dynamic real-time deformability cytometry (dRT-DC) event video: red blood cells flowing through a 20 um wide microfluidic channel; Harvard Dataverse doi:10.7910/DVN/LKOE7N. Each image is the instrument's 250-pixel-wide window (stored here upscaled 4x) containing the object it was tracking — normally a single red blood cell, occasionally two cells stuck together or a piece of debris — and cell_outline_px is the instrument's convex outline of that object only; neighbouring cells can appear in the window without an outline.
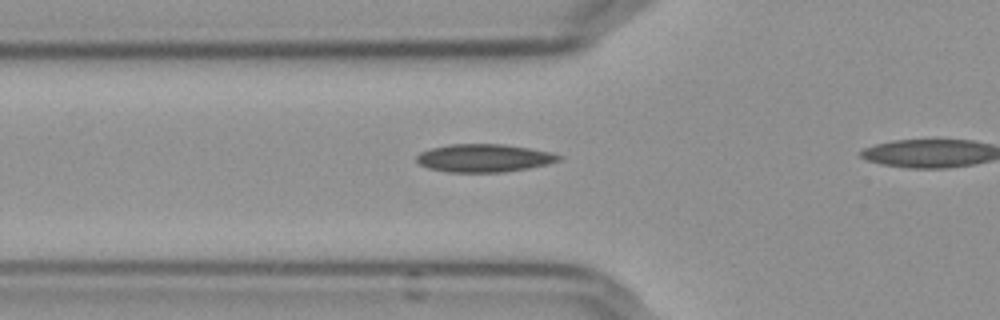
{"species": "Egyptian fruit bat (a non-hibernating species)", "species_latin": "Rousettus aegyptiacus", "temperature_condition": "cold", "stored_images_in_passage": 11, "camera_frame_rate_fps": 3000, "um_per_image_px": 0.085, "frame": {"image": 1, "passage_image": 4, "time_ms": 1.0, "image_size_px": [1000, 320], "cell_outline_px": [[560, 160], [548, 164], [528, 168], [504, 172], [448, 172], [428, 168], [420, 164], [416, 160], [416, 156], [420, 152], [432, 148], [452, 144], [504, 144], [552, 152], [560, 156]], "centroid_in_image_um": [41.13, 13.43], "position_along_channel_um": 84.7, "area_um2": 23.06}}
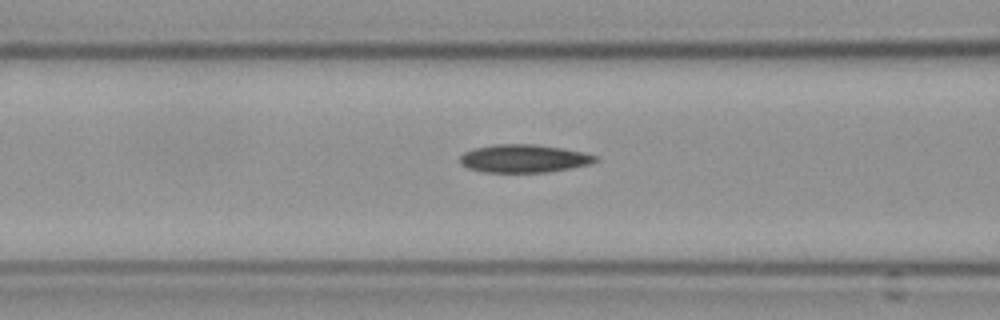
{"frame": {"image": 2, "passage_image": 7, "time_ms": 2.0, "image_size_px": [1000, 320], "cell_outline_px": [[596, 160], [588, 164], [548, 172], [484, 172], [468, 168], [460, 164], [460, 156], [464, 152], [476, 148], [496, 144], [536, 144], [564, 148], [584, 152], [596, 156]], "centroid_in_image_um": [44.5, 13.47], "position_along_channel_um": 122.1, "area_um2": 21.96}}